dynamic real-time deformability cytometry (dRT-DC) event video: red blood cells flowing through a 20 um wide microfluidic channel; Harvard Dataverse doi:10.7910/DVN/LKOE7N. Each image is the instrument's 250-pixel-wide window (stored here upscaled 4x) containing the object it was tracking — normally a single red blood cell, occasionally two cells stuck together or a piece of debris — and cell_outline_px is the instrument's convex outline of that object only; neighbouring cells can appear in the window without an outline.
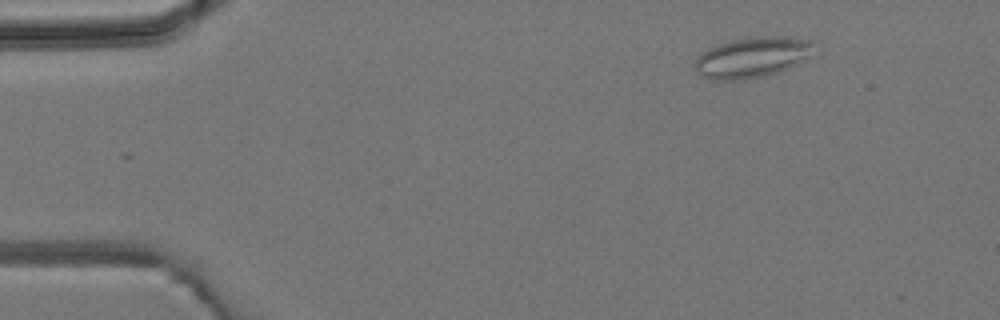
{"species": "common noctule bat (a hibernating species)", "species_latin": "Nyctalus noctula", "temperature_condition": "room temperature", "stored_images_in_passage": 3, "camera_frame_rate_fps": 3000, "um_per_image_px": 0.085, "animal": {"sex": "male", "body_mass_g": 19.2, "forearm_length_mm": 51.8}, "frame": {"image": 1, "passage_image": 1, "time_ms": 0.0, "image_size_px": [1000, 320], "cell_outline_px": [[820, 52], [780, 72], [764, 76], [744, 80], [712, 80], [696, 72], [696, 56], [708, 48], [732, 40], [756, 36], [776, 36], [812, 40], [816, 44]], "centroid_in_image_um": [64.03, 4.87], "position_along_channel_um": 21.0, "area_um2": 28.61}}